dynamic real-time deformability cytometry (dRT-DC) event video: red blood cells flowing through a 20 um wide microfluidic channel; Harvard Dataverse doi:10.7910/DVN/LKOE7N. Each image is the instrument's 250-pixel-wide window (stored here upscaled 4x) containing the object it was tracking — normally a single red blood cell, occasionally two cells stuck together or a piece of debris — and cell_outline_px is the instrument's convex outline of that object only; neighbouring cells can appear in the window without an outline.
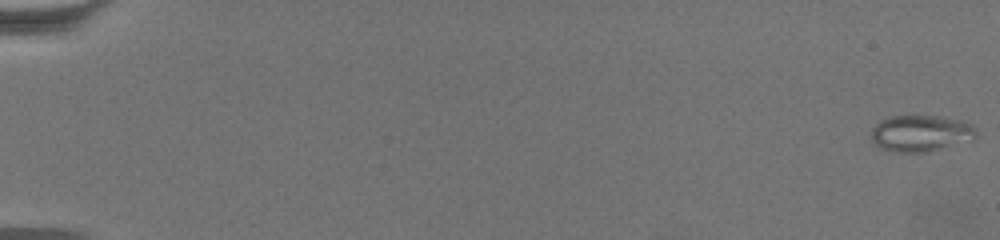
{"species": "common noctule bat (a hibernating species)", "species_latin": "Nyctalus noctula", "temperature_condition": "warm", "stored_images_in_passage": 64, "camera_frame_rate_fps": 3000, "um_per_image_px": 0.085, "animal": {"sex": "female", "body_mass_g": 19.5, "forearm_length_mm": 54.1}, "frame": {"image": 1, "passage_image": 1, "time_ms": 0.0, "image_size_px": [1000, 240], "cell_outline_px": [[976, 136], [972, 144], [928, 152], [896, 152], [880, 148], [872, 140], [872, 128], [880, 120], [888, 116], [936, 116], [964, 120], [972, 124], [976, 128]], "centroid_in_image_um": [78.38, 11.35], "position_along_channel_um": 6.6, "area_um2": 23.12}}
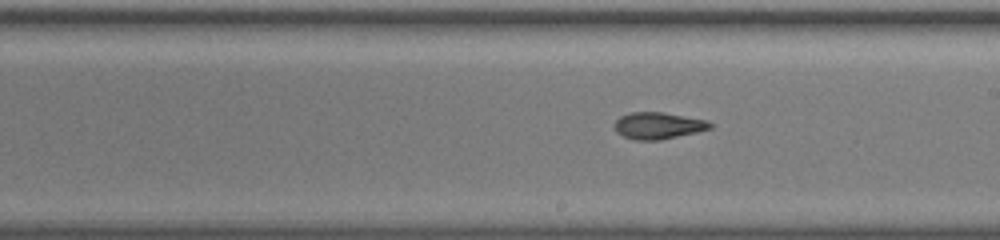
{"frame": {"image": 2, "passage_image": 39, "time_ms": 12.667, "image_size_px": [1000, 240], "cell_outline_px": [[712, 128], [696, 132], [660, 140], [632, 140], [616, 132], [612, 124], [620, 116], [628, 112], [664, 112], [708, 120], [712, 124]], "centroid_in_image_um": [55.91, 10.67], "position_along_channel_um": 233.1, "area_um2": 15.09}}
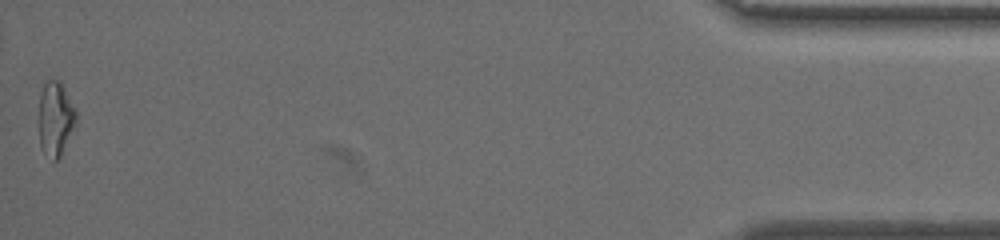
{"frame": {"image": 3, "passage_image": 64, "time_ms": 21.0, "image_size_px": [1000, 240], "cell_outline_px": [[76, 124], [60, 156], [56, 160], [52, 160], [40, 148], [40, 92], [44, 84], [48, 80], [60, 80], [76, 108]], "centroid_in_image_um": [4.73, 10.07], "position_along_channel_um": 430.5, "area_um2": 16.01}, "authors_computed_cell_mechanics": {"area_um2": 15.7216, "velocity_mm_per_s": 3.3971, "shape_relaxation_time_tau1_ms": null, "shape_relaxation_time_tau2_ms": 2.0766, "deformation_change_tau1": null, "deformation_change_tau2": 0.0971}}